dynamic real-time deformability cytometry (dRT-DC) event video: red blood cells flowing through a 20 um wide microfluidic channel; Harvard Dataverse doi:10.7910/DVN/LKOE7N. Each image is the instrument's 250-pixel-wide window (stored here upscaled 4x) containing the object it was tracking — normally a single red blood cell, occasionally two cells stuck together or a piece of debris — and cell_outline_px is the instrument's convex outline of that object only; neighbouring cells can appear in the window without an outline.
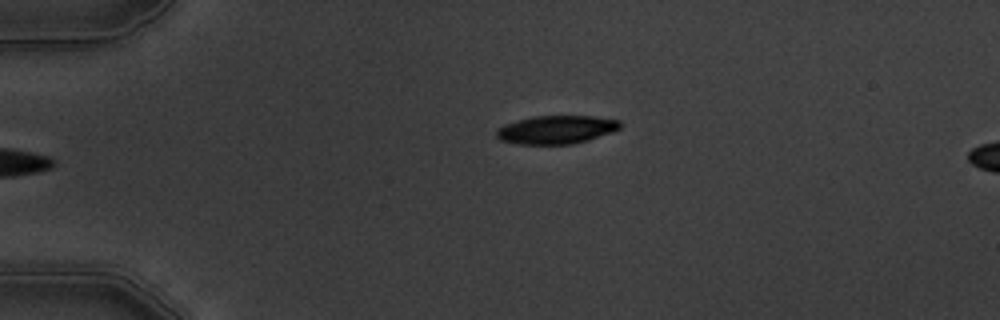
{"species": "common noctule bat (a hibernating species)", "species_latin": "Nyctalus noctula", "temperature_condition": "warm", "stored_images_in_passage": 5, "camera_frame_rate_fps": 3000, "um_per_image_px": 0.085, "animal": {"sex": "male", "body_mass_g": 19.5, "forearm_length_mm": 54.6}, "frame": {"image": 1, "passage_image": 5, "time_ms": 5.333, "image_size_px": [1000, 320], "cell_outline_px": [[624, 124], [620, 128], [612, 132], [588, 140], [572, 144], [516, 144], [500, 140], [496, 136], [496, 128], [504, 124], [532, 116], [592, 116], [620, 120]], "centroid_in_image_um": [47.28, 11.02], "position_along_channel_um": 37.7, "area_um2": 20.58}}